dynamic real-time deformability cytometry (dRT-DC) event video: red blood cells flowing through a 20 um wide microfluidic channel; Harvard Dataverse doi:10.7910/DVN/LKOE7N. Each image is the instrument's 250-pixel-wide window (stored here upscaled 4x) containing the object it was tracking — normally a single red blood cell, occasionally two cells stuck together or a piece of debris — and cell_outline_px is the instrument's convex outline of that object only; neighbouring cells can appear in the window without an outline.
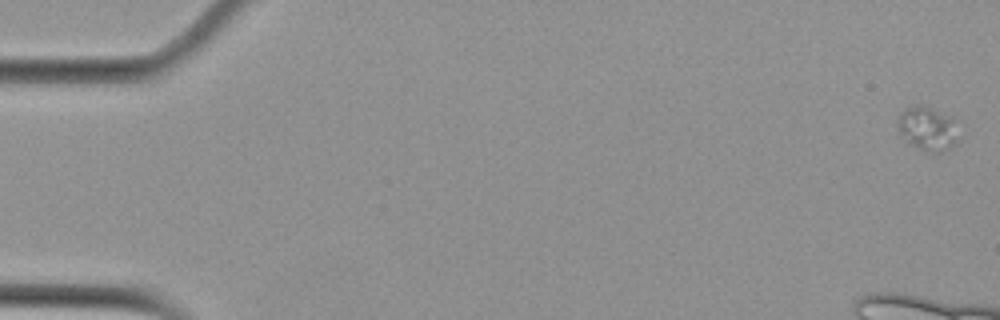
{"species": "Egyptian fruit bat (a non-hibernating species)", "species_latin": "Rousettus aegyptiacus", "temperature_condition": "cold", "stored_images_in_passage": 12, "camera_frame_rate_fps": 3000, "um_per_image_px": 0.085, "animal": {"sex": "female"}, "frame": {"image": 1, "passage_image": 1, "time_ms": 0.0, "image_size_px": [1000, 320], "cell_outline_px": [[960, 140], [956, 144], [940, 152], [928, 152], [912, 144], [900, 132], [896, 120], [904, 108], [916, 104], [920, 104], [952, 116]], "centroid_in_image_um": [78.87, 10.9], "position_along_channel_um": 6.1, "area_um2": 15.49}}